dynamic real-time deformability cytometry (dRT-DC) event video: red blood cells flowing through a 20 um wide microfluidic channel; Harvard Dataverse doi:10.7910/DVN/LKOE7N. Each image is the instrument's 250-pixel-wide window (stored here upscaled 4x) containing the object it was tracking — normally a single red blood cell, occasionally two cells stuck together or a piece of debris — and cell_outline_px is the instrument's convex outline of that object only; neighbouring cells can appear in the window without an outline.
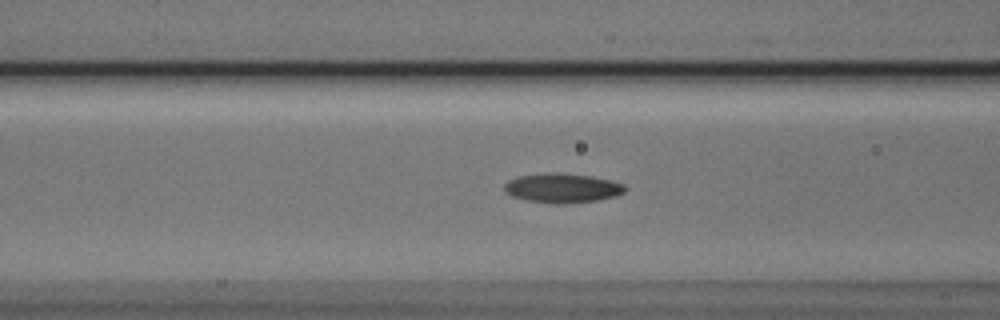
{"species": "Egyptian fruit bat (a non-hibernating species)", "species_latin": "Rousettus aegyptiacus", "temperature_condition": "cold", "stored_images_in_passage": 54, "camera_frame_rate_fps": 3000, "um_per_image_px": 0.085, "animal": {"sex": "male"}, "frame": {"image": 1, "passage_image": 21, "time_ms": 6.667, "image_size_px": [1000, 320], "cell_outline_px": [[628, 188], [624, 192], [616, 196], [596, 200], [564, 204], [556, 204], [528, 200], [512, 196], [504, 192], [504, 184], [508, 180], [516, 176], [548, 172], [560, 172], [588, 176], [612, 180], [624, 184]], "centroid_in_image_um": [47.79, 15.97], "position_along_channel_um": 118.8, "area_um2": 20.87}}
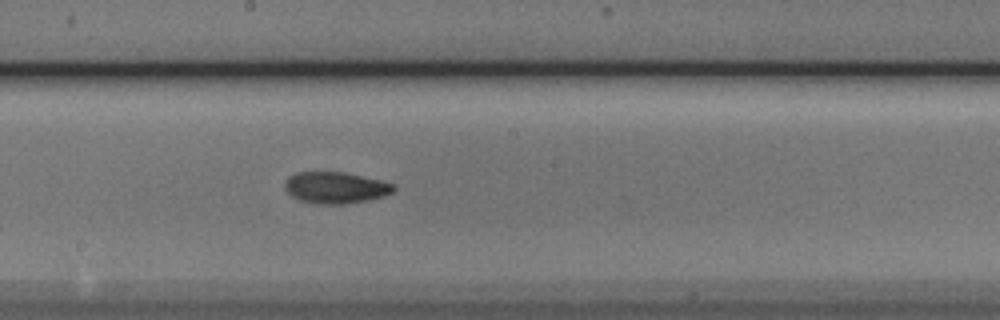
{"frame": {"image": 2, "passage_image": 29, "time_ms": 9.333, "image_size_px": [1000, 320], "cell_outline_px": [[396, 188], [392, 192], [384, 196], [368, 200], [348, 204], [316, 204], [300, 200], [292, 196], [284, 188], [284, 184], [288, 176], [296, 172], [344, 172], [380, 180], [392, 184]], "centroid_in_image_um": [28.5, 15.95], "position_along_channel_um": 219.7, "area_um2": 20.0}}
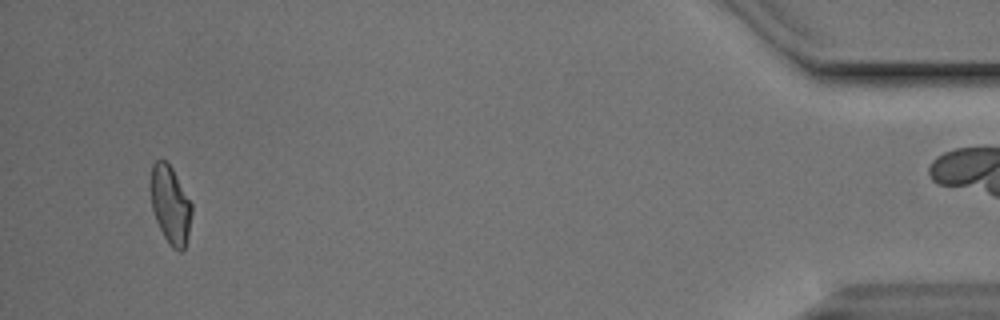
{"frame": {"image": 3, "passage_image": 51, "time_ms": 16.667, "image_size_px": [1000, 320], "cell_outline_px": [[192, 212], [188, 236], [184, 248], [180, 252], [172, 248], [164, 236], [156, 220], [152, 208], [152, 164], [156, 160], [164, 160], [172, 168], [192, 204]], "centroid_in_image_um": [14.51, 17.44], "position_along_channel_um": 420.7, "area_um2": 18.21}, "authors_computed_cell_mechanics": {"area_um2": 19.3052, "velocity_mm_per_s": 3.7865, "shape_relaxation_time_tau1_ms": 4.1037, "shape_relaxation_time_tau2_ms": 1.9298, "deformation_change_tau1": 0.1272, "deformation_change_tau2": 0.0663}}